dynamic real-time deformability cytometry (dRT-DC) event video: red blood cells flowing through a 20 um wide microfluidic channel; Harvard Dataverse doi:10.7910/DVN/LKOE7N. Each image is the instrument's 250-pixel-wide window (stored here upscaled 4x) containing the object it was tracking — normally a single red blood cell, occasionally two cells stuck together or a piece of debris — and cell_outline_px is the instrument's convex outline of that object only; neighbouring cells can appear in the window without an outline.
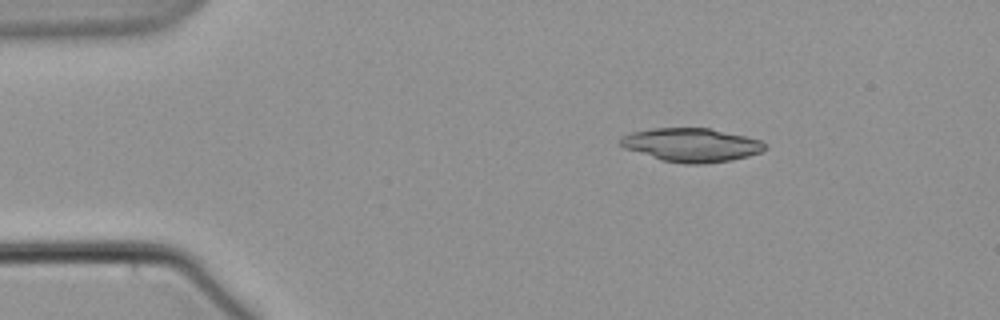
{"species": "common noctule bat (a hibernating species)", "species_latin": "Nyctalus noctula", "temperature_condition": "warm", "stored_images_in_passage": 3, "camera_frame_rate_fps": 3000, "um_per_image_px": 0.085, "animal": {"sex": "male", "body_mass_g": 21.5, "forearm_length_mm": 52.0}, "frame": {"image": 1, "passage_image": 1, "time_ms": 0.0, "image_size_px": [1000, 320], "cell_outline_px": [[768, 148], [760, 152], [748, 156], [732, 160], [704, 164], [684, 164], [660, 160], [624, 148], [620, 144], [620, 136], [632, 132], [652, 128], [708, 128], [744, 136], [760, 140], [768, 144]], "centroid_in_image_um": [58.77, 12.33], "position_along_channel_um": 26.2, "area_um2": 28.44}}